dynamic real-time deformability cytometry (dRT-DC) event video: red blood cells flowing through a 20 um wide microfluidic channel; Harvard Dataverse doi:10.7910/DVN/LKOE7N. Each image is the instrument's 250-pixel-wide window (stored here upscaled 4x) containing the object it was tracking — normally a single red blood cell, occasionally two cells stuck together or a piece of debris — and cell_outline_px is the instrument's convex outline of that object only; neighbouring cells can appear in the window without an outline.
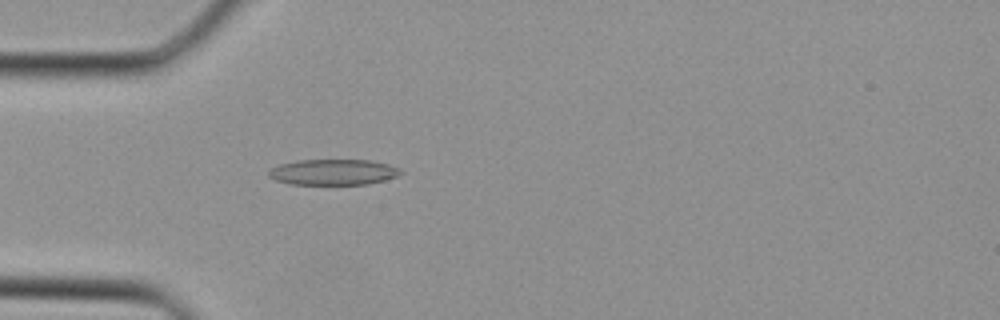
{"species": "Egyptian fruit bat (a non-hibernating species)", "species_latin": "Rousettus aegyptiacus", "temperature_condition": "cold", "stored_images_in_passage": 35, "camera_frame_rate_fps": 3000, "um_per_image_px": 0.085, "animal": {"sex": "female"}, "frame": {"image": 1, "passage_image": 9, "time_ms": 2.667, "image_size_px": [1000, 320], "cell_outline_px": [[404, 172], [396, 176], [384, 180], [368, 184], [288, 184], [276, 180], [268, 176], [268, 172], [272, 168], [280, 164], [296, 160], [372, 160], [388, 164], [400, 168]], "centroid_in_image_um": [28.34, 14.62], "position_along_channel_um": 56.7, "area_um2": 19.83}}
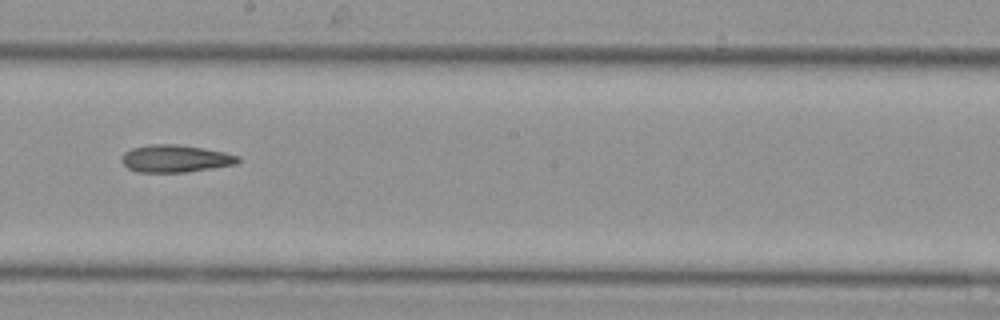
{"frame": {"image": 2, "passage_image": 19, "time_ms": 6.0, "image_size_px": [1000, 320], "cell_outline_px": [[240, 160], [236, 164], [184, 172], [136, 172], [128, 168], [120, 160], [120, 156], [124, 152], [132, 148], [148, 144], [176, 144], [204, 148], [224, 152], [240, 156]], "centroid_in_image_um": [14.86, 13.47], "position_along_channel_um": 233.3, "area_um2": 18.61}}
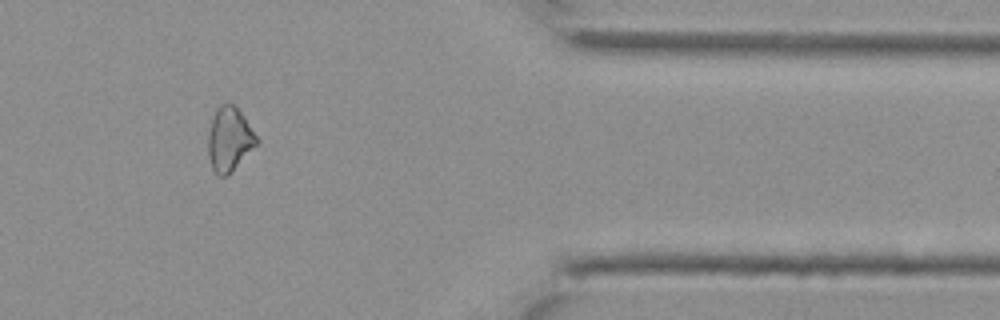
{"frame": {"image": 3, "passage_image": 29, "time_ms": 9.333, "image_size_px": [1000, 320], "cell_outline_px": [[260, 140], [232, 172], [228, 176], [216, 176], [212, 168], [208, 156], [208, 132], [212, 120], [220, 104], [228, 100], [244, 116]], "centroid_in_image_um": [19.49, 11.85], "position_along_channel_um": 391.9, "area_um2": 18.21}}